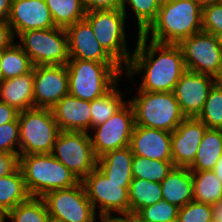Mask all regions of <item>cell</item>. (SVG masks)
<instances>
[{"label":"cell","instance_id":"f907efd6","mask_svg":"<svg viewBox=\"0 0 222 222\" xmlns=\"http://www.w3.org/2000/svg\"><path fill=\"white\" fill-rule=\"evenodd\" d=\"M217 83L222 85V70H221L219 77L217 78Z\"/></svg>","mask_w":222,"mask_h":222},{"label":"cell","instance_id":"ffe728a7","mask_svg":"<svg viewBox=\"0 0 222 222\" xmlns=\"http://www.w3.org/2000/svg\"><path fill=\"white\" fill-rule=\"evenodd\" d=\"M52 111L60 131H91L90 101L68 94L53 106Z\"/></svg>","mask_w":222,"mask_h":222},{"label":"cell","instance_id":"cb8c5ba5","mask_svg":"<svg viewBox=\"0 0 222 222\" xmlns=\"http://www.w3.org/2000/svg\"><path fill=\"white\" fill-rule=\"evenodd\" d=\"M222 156V129L207 128L194 162L188 167L191 171L214 170Z\"/></svg>","mask_w":222,"mask_h":222},{"label":"cell","instance_id":"8fae6325","mask_svg":"<svg viewBox=\"0 0 222 222\" xmlns=\"http://www.w3.org/2000/svg\"><path fill=\"white\" fill-rule=\"evenodd\" d=\"M51 154L81 181L97 167L90 133L60 131Z\"/></svg>","mask_w":222,"mask_h":222},{"label":"cell","instance_id":"603a6c76","mask_svg":"<svg viewBox=\"0 0 222 222\" xmlns=\"http://www.w3.org/2000/svg\"><path fill=\"white\" fill-rule=\"evenodd\" d=\"M133 157L129 146L115 149L97 159V168L112 181L131 182Z\"/></svg>","mask_w":222,"mask_h":222},{"label":"cell","instance_id":"e0dca14e","mask_svg":"<svg viewBox=\"0 0 222 222\" xmlns=\"http://www.w3.org/2000/svg\"><path fill=\"white\" fill-rule=\"evenodd\" d=\"M14 37L27 30L54 28V21L44 0H12L7 19Z\"/></svg>","mask_w":222,"mask_h":222},{"label":"cell","instance_id":"836d02e7","mask_svg":"<svg viewBox=\"0 0 222 222\" xmlns=\"http://www.w3.org/2000/svg\"><path fill=\"white\" fill-rule=\"evenodd\" d=\"M208 128L222 129V85L215 83L208 93L202 112L197 117Z\"/></svg>","mask_w":222,"mask_h":222},{"label":"cell","instance_id":"277c9868","mask_svg":"<svg viewBox=\"0 0 222 222\" xmlns=\"http://www.w3.org/2000/svg\"><path fill=\"white\" fill-rule=\"evenodd\" d=\"M26 189L31 197H43L47 192L77 185L80 180L51 153L19 156Z\"/></svg>","mask_w":222,"mask_h":222},{"label":"cell","instance_id":"f1b7e54d","mask_svg":"<svg viewBox=\"0 0 222 222\" xmlns=\"http://www.w3.org/2000/svg\"><path fill=\"white\" fill-rule=\"evenodd\" d=\"M116 84L104 96L90 101L91 108V129L113 116L120 108H122L129 99L123 100V94Z\"/></svg>","mask_w":222,"mask_h":222},{"label":"cell","instance_id":"d4e9b609","mask_svg":"<svg viewBox=\"0 0 222 222\" xmlns=\"http://www.w3.org/2000/svg\"><path fill=\"white\" fill-rule=\"evenodd\" d=\"M30 197L20 168L10 175L0 177V217Z\"/></svg>","mask_w":222,"mask_h":222},{"label":"cell","instance_id":"7dc6e473","mask_svg":"<svg viewBox=\"0 0 222 222\" xmlns=\"http://www.w3.org/2000/svg\"><path fill=\"white\" fill-rule=\"evenodd\" d=\"M195 1L202 7V9L204 7L222 2V0H195Z\"/></svg>","mask_w":222,"mask_h":222},{"label":"cell","instance_id":"ac0fdd59","mask_svg":"<svg viewBox=\"0 0 222 222\" xmlns=\"http://www.w3.org/2000/svg\"><path fill=\"white\" fill-rule=\"evenodd\" d=\"M65 30L68 36L70 59L117 63L100 45L90 24L85 19L77 21Z\"/></svg>","mask_w":222,"mask_h":222},{"label":"cell","instance_id":"ee69618b","mask_svg":"<svg viewBox=\"0 0 222 222\" xmlns=\"http://www.w3.org/2000/svg\"><path fill=\"white\" fill-rule=\"evenodd\" d=\"M12 0H0V21H7L10 10H11Z\"/></svg>","mask_w":222,"mask_h":222},{"label":"cell","instance_id":"ab89813d","mask_svg":"<svg viewBox=\"0 0 222 222\" xmlns=\"http://www.w3.org/2000/svg\"><path fill=\"white\" fill-rule=\"evenodd\" d=\"M86 12L91 10L122 9L123 0H82Z\"/></svg>","mask_w":222,"mask_h":222},{"label":"cell","instance_id":"c3c4849f","mask_svg":"<svg viewBox=\"0 0 222 222\" xmlns=\"http://www.w3.org/2000/svg\"><path fill=\"white\" fill-rule=\"evenodd\" d=\"M216 37H217V40H218V45H219V47H220V49L222 51V32L218 33L216 35Z\"/></svg>","mask_w":222,"mask_h":222},{"label":"cell","instance_id":"74e56055","mask_svg":"<svg viewBox=\"0 0 222 222\" xmlns=\"http://www.w3.org/2000/svg\"><path fill=\"white\" fill-rule=\"evenodd\" d=\"M202 31L215 36L222 32V2L203 8Z\"/></svg>","mask_w":222,"mask_h":222},{"label":"cell","instance_id":"816d5d0a","mask_svg":"<svg viewBox=\"0 0 222 222\" xmlns=\"http://www.w3.org/2000/svg\"><path fill=\"white\" fill-rule=\"evenodd\" d=\"M0 222H4L3 217H0Z\"/></svg>","mask_w":222,"mask_h":222},{"label":"cell","instance_id":"b9f144b4","mask_svg":"<svg viewBox=\"0 0 222 222\" xmlns=\"http://www.w3.org/2000/svg\"><path fill=\"white\" fill-rule=\"evenodd\" d=\"M118 216H113L112 213L109 214H98L100 222H139L138 217L135 213H117Z\"/></svg>","mask_w":222,"mask_h":222},{"label":"cell","instance_id":"30bf717a","mask_svg":"<svg viewBox=\"0 0 222 222\" xmlns=\"http://www.w3.org/2000/svg\"><path fill=\"white\" fill-rule=\"evenodd\" d=\"M86 195L96 213L129 212L128 189L131 182H115L110 180L97 167L81 180Z\"/></svg>","mask_w":222,"mask_h":222},{"label":"cell","instance_id":"e575fe53","mask_svg":"<svg viewBox=\"0 0 222 222\" xmlns=\"http://www.w3.org/2000/svg\"><path fill=\"white\" fill-rule=\"evenodd\" d=\"M179 207L165 200L138 210L139 222H177Z\"/></svg>","mask_w":222,"mask_h":222},{"label":"cell","instance_id":"d6986e66","mask_svg":"<svg viewBox=\"0 0 222 222\" xmlns=\"http://www.w3.org/2000/svg\"><path fill=\"white\" fill-rule=\"evenodd\" d=\"M129 147L140 157L172 160L171 132L135 125Z\"/></svg>","mask_w":222,"mask_h":222},{"label":"cell","instance_id":"f35d334b","mask_svg":"<svg viewBox=\"0 0 222 222\" xmlns=\"http://www.w3.org/2000/svg\"><path fill=\"white\" fill-rule=\"evenodd\" d=\"M19 168V154L0 152V177L10 175Z\"/></svg>","mask_w":222,"mask_h":222},{"label":"cell","instance_id":"6da1fadb","mask_svg":"<svg viewBox=\"0 0 222 222\" xmlns=\"http://www.w3.org/2000/svg\"><path fill=\"white\" fill-rule=\"evenodd\" d=\"M136 40L130 62L124 68L126 76L132 79L142 74L138 90L173 92L176 83L187 71L179 45L149 41L143 34H137Z\"/></svg>","mask_w":222,"mask_h":222},{"label":"cell","instance_id":"3957f363","mask_svg":"<svg viewBox=\"0 0 222 222\" xmlns=\"http://www.w3.org/2000/svg\"><path fill=\"white\" fill-rule=\"evenodd\" d=\"M69 94L81 100L93 101L108 93L120 81L124 69L118 63L69 59Z\"/></svg>","mask_w":222,"mask_h":222},{"label":"cell","instance_id":"f6af8a7d","mask_svg":"<svg viewBox=\"0 0 222 222\" xmlns=\"http://www.w3.org/2000/svg\"><path fill=\"white\" fill-rule=\"evenodd\" d=\"M212 217L213 220L222 222V201L212 205Z\"/></svg>","mask_w":222,"mask_h":222},{"label":"cell","instance_id":"7c38bea8","mask_svg":"<svg viewBox=\"0 0 222 222\" xmlns=\"http://www.w3.org/2000/svg\"><path fill=\"white\" fill-rule=\"evenodd\" d=\"M186 69L217 80L222 70V51L214 34L200 31L178 43Z\"/></svg>","mask_w":222,"mask_h":222},{"label":"cell","instance_id":"7bdbcfd3","mask_svg":"<svg viewBox=\"0 0 222 222\" xmlns=\"http://www.w3.org/2000/svg\"><path fill=\"white\" fill-rule=\"evenodd\" d=\"M18 114L19 111H17L14 107L0 101V125L12 121H18Z\"/></svg>","mask_w":222,"mask_h":222},{"label":"cell","instance_id":"7402d4cb","mask_svg":"<svg viewBox=\"0 0 222 222\" xmlns=\"http://www.w3.org/2000/svg\"><path fill=\"white\" fill-rule=\"evenodd\" d=\"M163 200L183 207L193 200L192 171L188 167H173L160 183Z\"/></svg>","mask_w":222,"mask_h":222},{"label":"cell","instance_id":"ba28073f","mask_svg":"<svg viewBox=\"0 0 222 222\" xmlns=\"http://www.w3.org/2000/svg\"><path fill=\"white\" fill-rule=\"evenodd\" d=\"M16 38L19 40L16 44L29 56L34 66L66 65L70 59L64 28L27 30Z\"/></svg>","mask_w":222,"mask_h":222},{"label":"cell","instance_id":"f546056e","mask_svg":"<svg viewBox=\"0 0 222 222\" xmlns=\"http://www.w3.org/2000/svg\"><path fill=\"white\" fill-rule=\"evenodd\" d=\"M133 178L161 183L174 167L172 160H154L134 155L132 159Z\"/></svg>","mask_w":222,"mask_h":222},{"label":"cell","instance_id":"4dcf8cb0","mask_svg":"<svg viewBox=\"0 0 222 222\" xmlns=\"http://www.w3.org/2000/svg\"><path fill=\"white\" fill-rule=\"evenodd\" d=\"M2 80L12 79L31 72L34 65L29 56L14 42L2 55Z\"/></svg>","mask_w":222,"mask_h":222},{"label":"cell","instance_id":"9c48e42d","mask_svg":"<svg viewBox=\"0 0 222 222\" xmlns=\"http://www.w3.org/2000/svg\"><path fill=\"white\" fill-rule=\"evenodd\" d=\"M51 220L57 222H96L97 213L81 181L70 188L47 192L41 197Z\"/></svg>","mask_w":222,"mask_h":222},{"label":"cell","instance_id":"4316f807","mask_svg":"<svg viewBox=\"0 0 222 222\" xmlns=\"http://www.w3.org/2000/svg\"><path fill=\"white\" fill-rule=\"evenodd\" d=\"M193 200L213 205L222 201V181L213 170L192 171Z\"/></svg>","mask_w":222,"mask_h":222},{"label":"cell","instance_id":"484cf974","mask_svg":"<svg viewBox=\"0 0 222 222\" xmlns=\"http://www.w3.org/2000/svg\"><path fill=\"white\" fill-rule=\"evenodd\" d=\"M128 199L129 212L136 213L142 208L163 200L161 184L146 179L133 178L128 189Z\"/></svg>","mask_w":222,"mask_h":222},{"label":"cell","instance_id":"60d3db41","mask_svg":"<svg viewBox=\"0 0 222 222\" xmlns=\"http://www.w3.org/2000/svg\"><path fill=\"white\" fill-rule=\"evenodd\" d=\"M15 40L9 23L0 21V50L8 49Z\"/></svg>","mask_w":222,"mask_h":222},{"label":"cell","instance_id":"2e32d148","mask_svg":"<svg viewBox=\"0 0 222 222\" xmlns=\"http://www.w3.org/2000/svg\"><path fill=\"white\" fill-rule=\"evenodd\" d=\"M208 127L198 118H185L171 132L172 163L174 167H189Z\"/></svg>","mask_w":222,"mask_h":222},{"label":"cell","instance_id":"9a60e30c","mask_svg":"<svg viewBox=\"0 0 222 222\" xmlns=\"http://www.w3.org/2000/svg\"><path fill=\"white\" fill-rule=\"evenodd\" d=\"M217 80L209 75L186 71L176 83L173 93L186 118H197L208 93Z\"/></svg>","mask_w":222,"mask_h":222},{"label":"cell","instance_id":"1f68e13d","mask_svg":"<svg viewBox=\"0 0 222 222\" xmlns=\"http://www.w3.org/2000/svg\"><path fill=\"white\" fill-rule=\"evenodd\" d=\"M50 222L51 218L44 200L40 197H30L27 201L18 204L4 217V222Z\"/></svg>","mask_w":222,"mask_h":222},{"label":"cell","instance_id":"8d00e7d4","mask_svg":"<svg viewBox=\"0 0 222 222\" xmlns=\"http://www.w3.org/2000/svg\"><path fill=\"white\" fill-rule=\"evenodd\" d=\"M19 151H20L19 121H12L6 124H1L0 152H6L9 154H19Z\"/></svg>","mask_w":222,"mask_h":222},{"label":"cell","instance_id":"8992f818","mask_svg":"<svg viewBox=\"0 0 222 222\" xmlns=\"http://www.w3.org/2000/svg\"><path fill=\"white\" fill-rule=\"evenodd\" d=\"M20 151L26 154L51 153L60 133L52 109L33 107L18 114Z\"/></svg>","mask_w":222,"mask_h":222},{"label":"cell","instance_id":"83f0119b","mask_svg":"<svg viewBox=\"0 0 222 222\" xmlns=\"http://www.w3.org/2000/svg\"><path fill=\"white\" fill-rule=\"evenodd\" d=\"M48 6L55 27L66 29L84 19L86 10L82 0H44Z\"/></svg>","mask_w":222,"mask_h":222},{"label":"cell","instance_id":"52a82bcc","mask_svg":"<svg viewBox=\"0 0 222 222\" xmlns=\"http://www.w3.org/2000/svg\"><path fill=\"white\" fill-rule=\"evenodd\" d=\"M84 19L90 24L103 49L124 69L132 53L126 44V15L122 9L91 10Z\"/></svg>","mask_w":222,"mask_h":222},{"label":"cell","instance_id":"4fadbf2b","mask_svg":"<svg viewBox=\"0 0 222 222\" xmlns=\"http://www.w3.org/2000/svg\"><path fill=\"white\" fill-rule=\"evenodd\" d=\"M134 127V109L128 101L106 122L91 129L90 139L96 158L129 146Z\"/></svg>","mask_w":222,"mask_h":222},{"label":"cell","instance_id":"5bb4252c","mask_svg":"<svg viewBox=\"0 0 222 222\" xmlns=\"http://www.w3.org/2000/svg\"><path fill=\"white\" fill-rule=\"evenodd\" d=\"M34 107L50 108L69 94L66 65L34 66Z\"/></svg>","mask_w":222,"mask_h":222},{"label":"cell","instance_id":"5b68a950","mask_svg":"<svg viewBox=\"0 0 222 222\" xmlns=\"http://www.w3.org/2000/svg\"><path fill=\"white\" fill-rule=\"evenodd\" d=\"M134 109L135 125L173 132L186 118L173 92L138 90L128 100Z\"/></svg>","mask_w":222,"mask_h":222},{"label":"cell","instance_id":"bcb514c9","mask_svg":"<svg viewBox=\"0 0 222 222\" xmlns=\"http://www.w3.org/2000/svg\"><path fill=\"white\" fill-rule=\"evenodd\" d=\"M217 177L222 181V156L217 161V164L215 165V168L213 170Z\"/></svg>","mask_w":222,"mask_h":222},{"label":"cell","instance_id":"d590c367","mask_svg":"<svg viewBox=\"0 0 222 222\" xmlns=\"http://www.w3.org/2000/svg\"><path fill=\"white\" fill-rule=\"evenodd\" d=\"M212 205L192 200L179 208L177 222H210Z\"/></svg>","mask_w":222,"mask_h":222},{"label":"cell","instance_id":"d6a6232c","mask_svg":"<svg viewBox=\"0 0 222 222\" xmlns=\"http://www.w3.org/2000/svg\"><path fill=\"white\" fill-rule=\"evenodd\" d=\"M163 0H123L122 11L127 18V4L132 8L137 19L138 34H143L156 20ZM127 3V4H126Z\"/></svg>","mask_w":222,"mask_h":222},{"label":"cell","instance_id":"44dd1931","mask_svg":"<svg viewBox=\"0 0 222 222\" xmlns=\"http://www.w3.org/2000/svg\"><path fill=\"white\" fill-rule=\"evenodd\" d=\"M34 68L31 72L0 82V101L21 112L34 107Z\"/></svg>","mask_w":222,"mask_h":222},{"label":"cell","instance_id":"681fc988","mask_svg":"<svg viewBox=\"0 0 222 222\" xmlns=\"http://www.w3.org/2000/svg\"><path fill=\"white\" fill-rule=\"evenodd\" d=\"M2 55H3V50H0V82L2 81V68H1Z\"/></svg>","mask_w":222,"mask_h":222},{"label":"cell","instance_id":"7a4b0ae2","mask_svg":"<svg viewBox=\"0 0 222 222\" xmlns=\"http://www.w3.org/2000/svg\"><path fill=\"white\" fill-rule=\"evenodd\" d=\"M202 13L195 0H163L156 20L143 35L154 42L178 44L202 31Z\"/></svg>","mask_w":222,"mask_h":222}]
</instances>
